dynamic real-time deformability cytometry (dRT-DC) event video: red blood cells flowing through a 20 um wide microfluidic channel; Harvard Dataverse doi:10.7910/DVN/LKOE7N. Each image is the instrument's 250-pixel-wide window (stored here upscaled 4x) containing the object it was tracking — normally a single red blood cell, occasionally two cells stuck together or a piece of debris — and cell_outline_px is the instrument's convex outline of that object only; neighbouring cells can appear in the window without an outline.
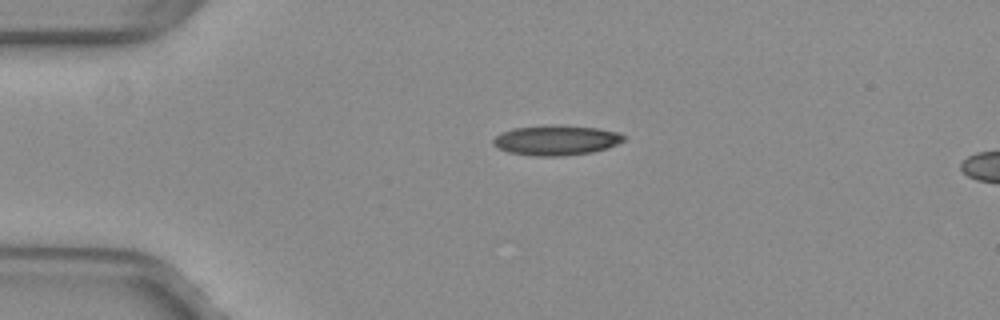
{"species": "common noctule bat (a hibernating species)", "species_latin": "Nyctalus noctula", "temperature_condition": "warm", "stored_images_in_passage": 1, "camera_frame_rate_fps": 3000, "um_per_image_px": 0.085, "animal": {"sex": "female", "body_mass_g": 29.2, "forearm_length_mm": 56.3}, "frame": {"image": 1, "passage_image": 1, "time_ms": 0.0, "image_size_px": [1000, 320], "cell_outline_px": [[624, 140], [616, 144], [592, 152], [564, 156], [536, 156], [508, 152], [492, 144], [492, 140], [500, 132], [516, 128], [596, 128], [616, 132], [624, 136]], "centroid_in_image_um": [47.23, 11.98], "position_along_channel_um": 37.8, "area_um2": 21.44}}